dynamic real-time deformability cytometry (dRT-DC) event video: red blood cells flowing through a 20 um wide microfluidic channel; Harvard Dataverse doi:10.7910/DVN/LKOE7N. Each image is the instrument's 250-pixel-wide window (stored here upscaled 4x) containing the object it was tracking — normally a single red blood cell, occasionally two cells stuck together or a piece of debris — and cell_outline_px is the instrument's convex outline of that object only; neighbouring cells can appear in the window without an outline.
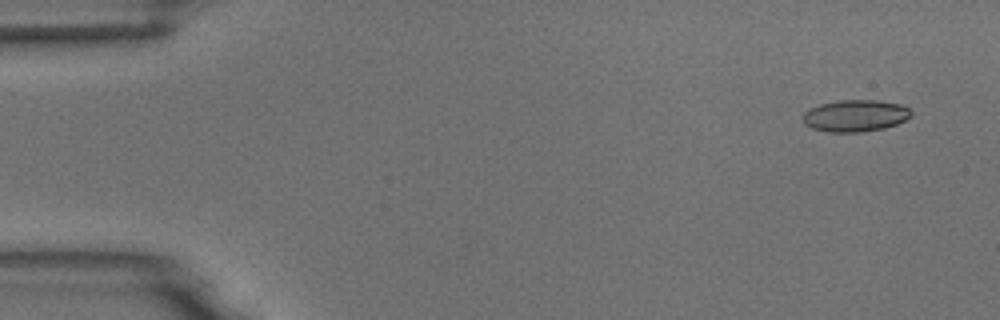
{"species": "common noctule bat (a hibernating species)", "species_latin": "Nyctalus noctula", "temperature_condition": "room temperature", "stored_images_in_passage": 7, "camera_frame_rate_fps": 3000, "um_per_image_px": 0.085, "animal": {"sex": "male", "body_mass_g": 18.8}, "frame": {"image": 1, "passage_image": 1, "time_ms": 0.0, "image_size_px": [1000, 320], "cell_outline_px": [[912, 116], [896, 124], [884, 128], [860, 132], [828, 132], [812, 128], [804, 124], [804, 112], [808, 108], [820, 104], [840, 100], [876, 100], [900, 104], [908, 108], [912, 112]], "centroid_in_image_um": [72.69, 9.83], "position_along_channel_um": 12.3, "area_um2": 20.06}}
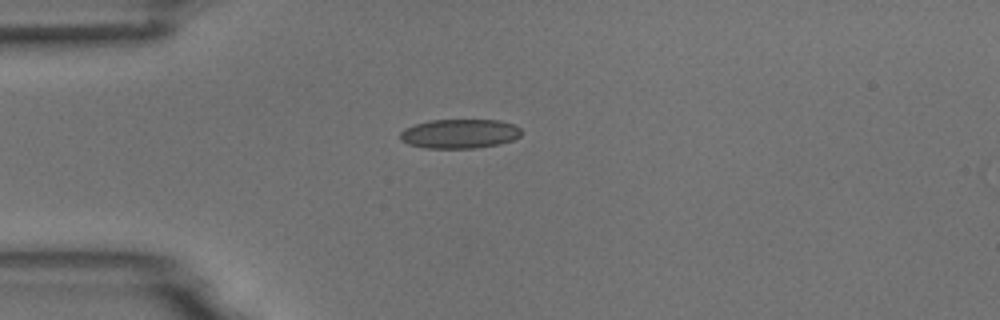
{"frame": {"image": 2, "passage_image": 4, "time_ms": 1.0, "image_size_px": [1000, 320], "cell_outline_px": [[520, 136], [512, 140], [500, 144], [476, 148], [424, 148], [408, 144], [400, 140], [400, 132], [404, 128], [428, 120], [500, 120], [516, 124], [520, 128]], "centroid_in_image_um": [39.06, 11.36], "position_along_channel_um": 45.9, "area_um2": 20.87}}